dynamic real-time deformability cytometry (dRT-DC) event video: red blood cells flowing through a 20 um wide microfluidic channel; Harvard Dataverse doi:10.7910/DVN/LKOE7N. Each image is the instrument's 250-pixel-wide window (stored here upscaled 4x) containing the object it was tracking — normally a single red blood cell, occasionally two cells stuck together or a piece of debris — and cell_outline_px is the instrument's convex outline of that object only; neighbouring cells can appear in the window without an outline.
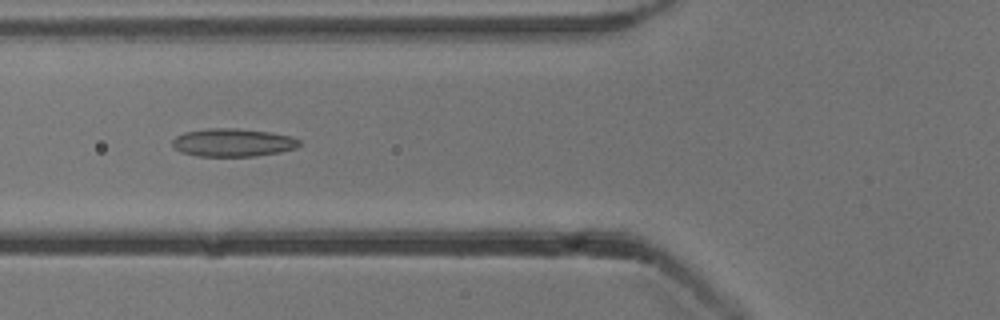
{"species": "common noctule bat (a hibernating species)", "species_latin": "Nyctalus noctula", "temperature_condition": "cold", "stored_images_in_passage": 39, "camera_frame_rate_fps": 3000, "um_per_image_px": 0.085, "animal": {"sex": "male", "body_mass_g": 13.3}, "frame": {"image": 1, "passage_image": 6, "time_ms": 1.667, "image_size_px": [1000, 320], "cell_outline_px": [[300, 144], [296, 148], [280, 152], [252, 156], [196, 156], [180, 152], [172, 144], [172, 140], [176, 136], [184, 132], [208, 128], [236, 128], [268, 132], [292, 136], [300, 140]], "centroid_in_image_um": [19.78, 12.11], "position_along_channel_um": 106.0, "area_um2": 20.75}}
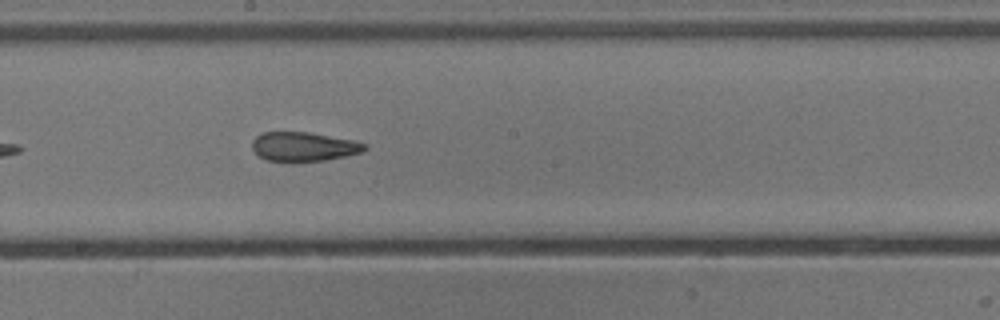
{"frame": {"image": 2, "passage_image": 15, "time_ms": 4.667, "image_size_px": [1000, 320], "cell_outline_px": [[368, 148], [364, 152], [324, 160], [268, 160], [260, 156], [252, 148], [252, 140], [260, 132], [308, 132], [356, 140], [368, 144]], "centroid_in_image_um": [25.87, 12.43], "position_along_channel_um": 222.3, "area_um2": 18.96}}
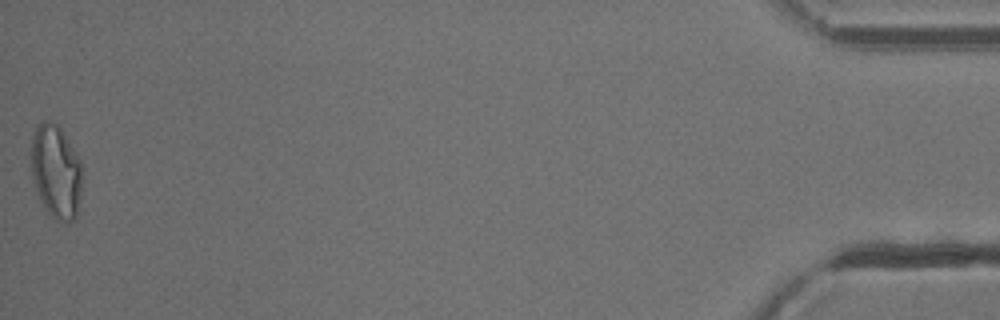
{"frame": {"image": 3, "passage_image": 39, "time_ms": 12.667, "image_size_px": [1000, 320], "cell_outline_px": [[84, 176], [76, 216], [68, 224], [64, 224], [48, 216], [40, 200], [32, 176], [32, 136], [36, 124], [44, 120], [48, 120], [56, 124], [60, 128], [80, 160]], "centroid_in_image_um": [4.78, 14.63], "position_along_channel_um": 430.4, "area_um2": 28.21}, "authors_computed_cell_mechanics": {"area_um2": 20.5768, "velocity_mm_per_s": 3.8619, "shape_relaxation_time_tau1_ms": null, "shape_relaxation_time_tau2_ms": 2.802, "deformation_change_tau1": null, "deformation_change_tau2": 0.1174}}